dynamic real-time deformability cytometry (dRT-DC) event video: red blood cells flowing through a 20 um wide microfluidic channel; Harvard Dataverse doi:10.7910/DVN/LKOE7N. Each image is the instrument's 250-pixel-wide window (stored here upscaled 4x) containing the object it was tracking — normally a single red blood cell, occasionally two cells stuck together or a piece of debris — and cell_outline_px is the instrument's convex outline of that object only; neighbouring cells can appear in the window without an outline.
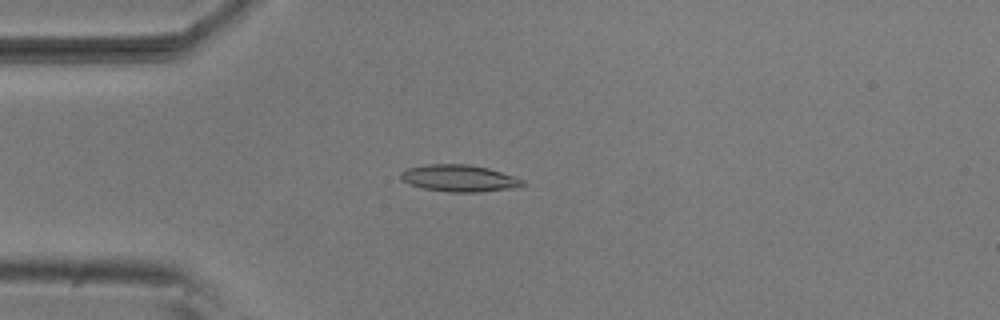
{"species": "common noctule bat (a hibernating species)", "species_latin": "Nyctalus noctula", "temperature_condition": "room temperature", "stored_images_in_passage": 42, "camera_frame_rate_fps": 3000, "um_per_image_px": 0.085, "animal": {"sex": "male", "body_mass_g": 20.5, "forearm_length_mm": 52.5}, "frame": {"image": 1, "passage_image": 3, "time_ms": 0.667, "image_size_px": [1000, 320], "cell_outline_px": [[524, 184], [516, 188], [480, 192], [448, 192], [424, 188], [408, 184], [400, 180], [400, 172], [408, 168], [424, 164], [468, 164], [488, 168], [524, 180]], "centroid_in_image_um": [38.99, 15.15], "position_along_channel_um": 46.0, "area_um2": 19.13}}
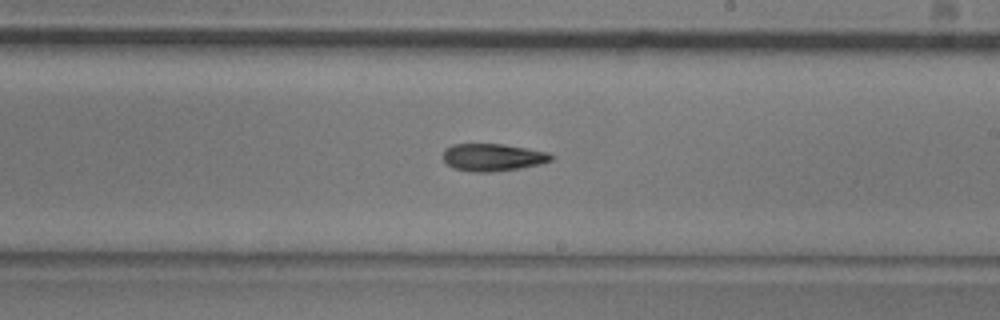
{"frame": {"image": 2, "passage_image": 20, "time_ms": 6.333, "image_size_px": [1000, 320], "cell_outline_px": [[552, 160], [540, 164], [520, 168], [492, 172], [472, 172], [452, 168], [444, 160], [444, 148], [452, 144], [504, 144], [528, 148], [548, 152], [552, 156]], "centroid_in_image_um": [41.87, 13.37], "position_along_channel_um": 247.1, "area_um2": 17.34}}
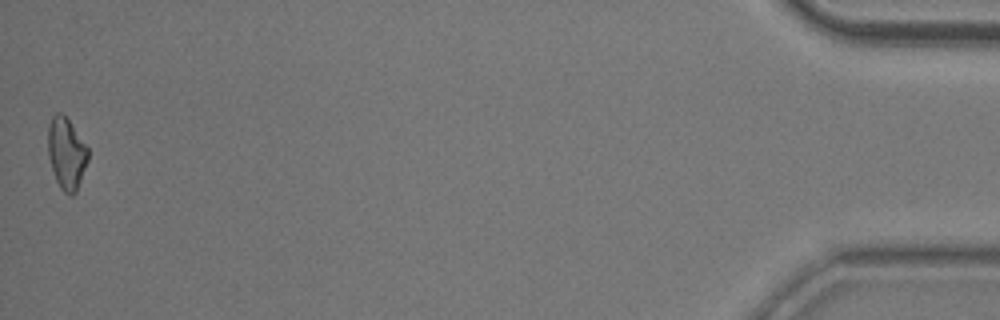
{"frame": {"image": 3, "passage_image": 42, "time_ms": 13.667, "image_size_px": [1000, 320], "cell_outline_px": [[88, 160], [76, 192], [72, 196], [68, 196], [60, 188], [56, 180], [48, 156], [48, 124], [52, 116], [56, 112], [60, 112], [68, 120], [88, 148]], "centroid_in_image_um": [5.63, 13.06], "position_along_channel_um": 429.6, "area_um2": 16.59}, "authors_computed_cell_mechanics": {"area_um2": 17.1666, "velocity_mm_per_s": 3.799, "shape_relaxation_time_tau1_ms": 5.9569, "shape_relaxation_time_tau2_ms": null, "deformation_change_tau1": 0.1567, "deformation_change_tau2": null}}